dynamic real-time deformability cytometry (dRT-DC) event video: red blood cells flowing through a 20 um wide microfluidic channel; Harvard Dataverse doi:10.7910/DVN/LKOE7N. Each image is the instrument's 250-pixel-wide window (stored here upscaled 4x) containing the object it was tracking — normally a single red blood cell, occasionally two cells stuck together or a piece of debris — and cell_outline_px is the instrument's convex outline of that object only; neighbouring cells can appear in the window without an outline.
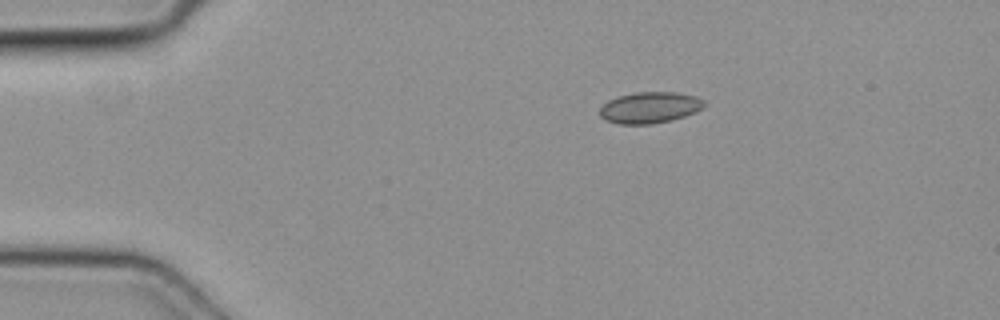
{"species": "common noctule bat (a hibernating species)", "species_latin": "Nyctalus noctula", "temperature_condition": "cold", "stored_images_in_passage": 4, "camera_frame_rate_fps": 3000, "um_per_image_px": 0.085, "animal": {"sex": "female", "body_mass_g": 19.3, "forearm_length_mm": 54.1}, "frame": {"image": 1, "passage_image": 1, "time_ms": 0.0, "image_size_px": [1000, 320], "cell_outline_px": [[704, 108], [696, 112], [672, 120], [652, 124], [616, 124], [604, 120], [600, 116], [600, 108], [608, 100], [620, 96], [636, 92], [676, 92], [696, 96], [704, 100]], "centroid_in_image_um": [55.24, 9.15], "position_along_channel_um": 29.8, "area_um2": 19.13}}
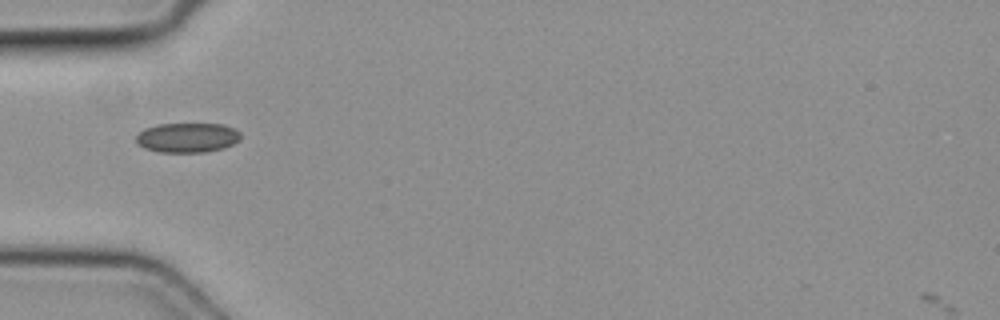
{"frame": {"image": 2, "passage_image": 3, "time_ms": 0.667, "image_size_px": [1000, 320], "cell_outline_px": [[240, 140], [224, 148], [204, 152], [160, 152], [144, 148], [136, 144], [136, 136], [144, 128], [156, 124], [224, 124], [236, 128], [240, 132]], "centroid_in_image_um": [15.93, 11.69], "position_along_channel_um": 69.1, "area_um2": 18.26}}
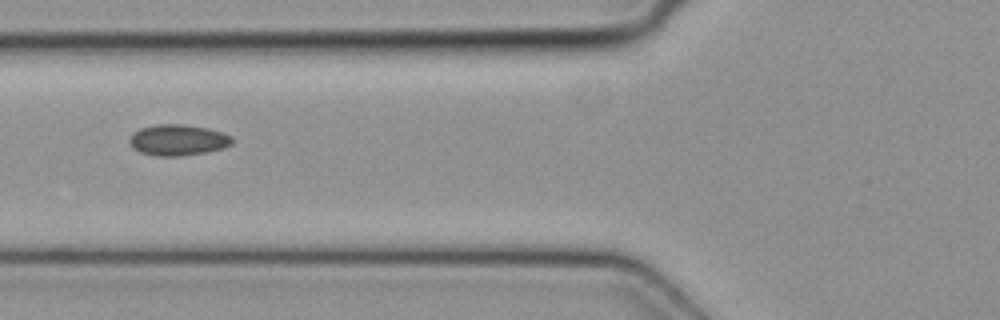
{"frame": {"image": 3, "passage_image": 4, "time_ms": 1.0, "image_size_px": [1000, 320], "cell_outline_px": [[236, 140], [232, 144], [224, 148], [208, 152], [180, 156], [156, 156], [140, 152], [132, 148], [128, 140], [140, 128], [160, 124], [184, 124], [208, 128], [232, 136]], "centroid_in_image_um": [15.17, 11.91], "position_along_channel_um": 110.6, "area_um2": 18.67}}